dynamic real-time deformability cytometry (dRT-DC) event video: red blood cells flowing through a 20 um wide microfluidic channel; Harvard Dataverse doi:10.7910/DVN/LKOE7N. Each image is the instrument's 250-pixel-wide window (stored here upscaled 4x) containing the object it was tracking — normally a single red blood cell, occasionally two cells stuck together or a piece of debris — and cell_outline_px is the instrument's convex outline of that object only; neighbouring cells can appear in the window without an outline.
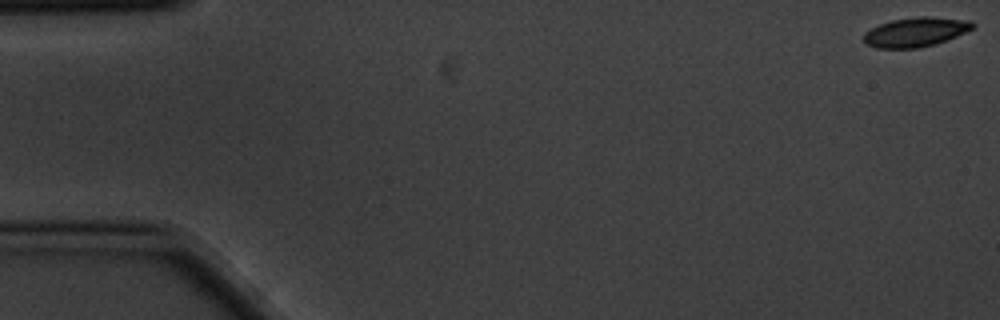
{"species": "common noctule bat (a hibernating species)", "species_latin": "Nyctalus noctula", "temperature_condition": "cold", "stored_images_in_passage": 4, "camera_frame_rate_fps": 3000, "um_per_image_px": 0.085, "animal": {"sex": "male", "body_mass_g": 20.1, "forearm_length_mm": 53.5}, "frame": {"image": 1, "passage_image": 1, "time_ms": 0.0, "image_size_px": [1000, 320], "cell_outline_px": [[976, 24], [972, 28], [956, 36], [936, 44], [916, 48], [876, 48], [864, 44], [864, 32], [880, 24], [892, 20], [920, 16], [924, 16], [972, 20]], "centroid_in_image_um": [77.82, 2.72], "position_along_channel_um": 7.2, "area_um2": 18.61}}
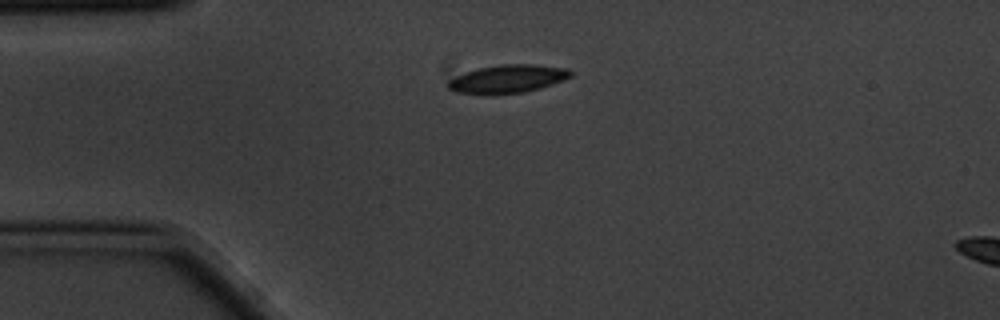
{"frame": {"image": 2, "passage_image": 4, "time_ms": 1.0, "image_size_px": [1000, 320], "cell_outline_px": [[572, 76], [564, 80], [540, 88], [524, 92], [492, 96], [484, 96], [456, 92], [448, 88], [448, 80], [456, 76], [476, 68], [500, 64], [532, 64], [568, 68], [572, 72]], "centroid_in_image_um": [43.12, 6.73], "position_along_channel_um": 41.9, "area_um2": 20.63}}